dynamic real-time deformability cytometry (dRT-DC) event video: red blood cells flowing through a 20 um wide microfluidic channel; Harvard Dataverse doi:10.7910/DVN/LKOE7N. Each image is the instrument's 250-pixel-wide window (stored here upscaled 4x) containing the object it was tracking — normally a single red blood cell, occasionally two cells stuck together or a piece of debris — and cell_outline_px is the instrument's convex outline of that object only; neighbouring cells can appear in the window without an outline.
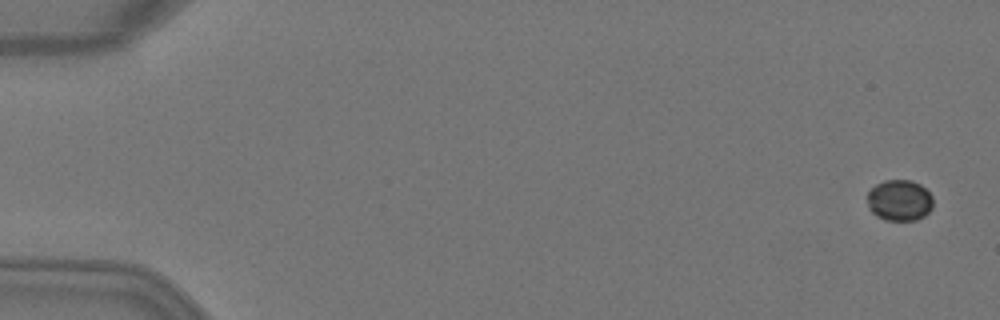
{"species": "Egyptian fruit bat (a non-hibernating species)", "species_latin": "Rousettus aegyptiacus", "temperature_condition": "warm", "stored_images_in_passage": 5, "camera_frame_rate_fps": 3000, "um_per_image_px": 0.085, "animal": {"sex": "female"}, "frame": {"image": 1, "passage_image": 1, "time_ms": 0.0, "image_size_px": [1000, 320], "cell_outline_px": [[932, 208], [924, 216], [916, 220], [884, 220], [876, 216], [868, 208], [868, 192], [876, 184], [884, 180], [912, 180], [920, 184], [932, 196]], "centroid_in_image_um": [76.45, 17.03], "position_along_channel_um": 8.6, "area_um2": 15.78}}